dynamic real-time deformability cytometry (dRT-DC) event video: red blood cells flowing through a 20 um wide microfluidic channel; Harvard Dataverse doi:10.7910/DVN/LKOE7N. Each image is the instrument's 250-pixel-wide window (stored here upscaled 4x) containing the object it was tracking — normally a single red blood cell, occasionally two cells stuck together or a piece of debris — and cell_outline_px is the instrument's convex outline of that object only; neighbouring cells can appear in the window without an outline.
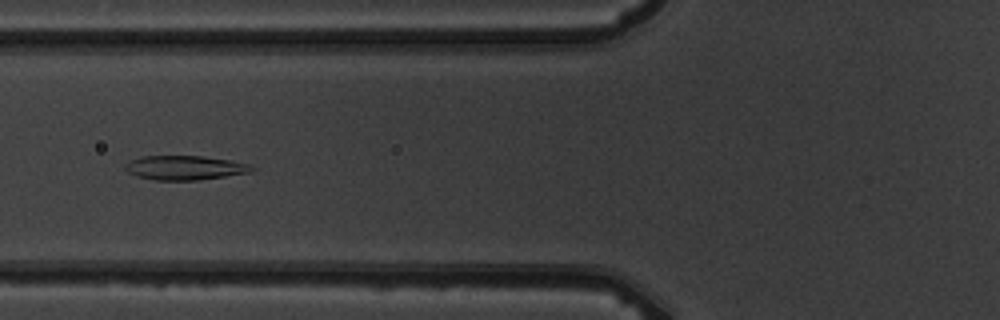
{"species": "common noctule bat (a hibernating species)", "species_latin": "Nyctalus noctula", "temperature_condition": "warm", "stored_images_in_passage": 12, "camera_frame_rate_fps": 3000, "um_per_image_px": 0.085, "animal": {"sex": "male", "body_mass_g": 19.5, "forearm_length_mm": 54.6}, "frame": {"image": 1, "passage_image": 7, "time_ms": 7.0, "image_size_px": [1000, 320], "cell_outline_px": [[256, 168], [252, 172], [200, 180], [152, 180], [136, 176], [128, 172], [124, 168], [124, 164], [140, 156], [200, 156], [228, 160], [252, 164]], "centroid_in_image_um": [15.72, 14.26], "position_along_channel_um": 110.1, "area_um2": 18.03}}
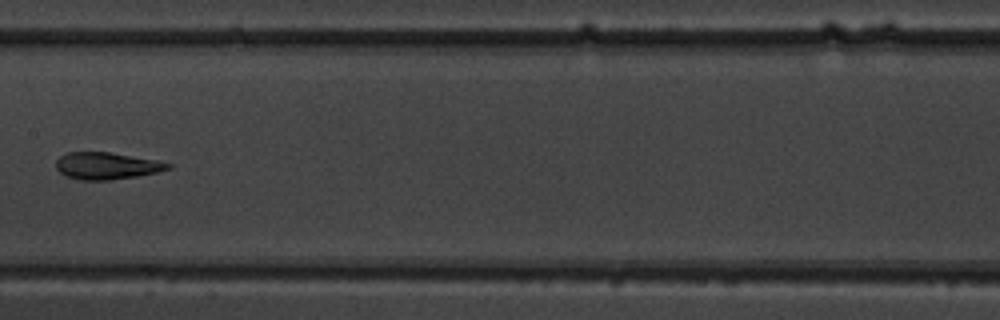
{"frame": {"image": 2, "passage_image": 9, "time_ms": 9.333, "image_size_px": [1000, 320], "cell_outline_px": [[172, 168], [156, 172], [136, 176], [112, 180], [80, 180], [68, 176], [60, 172], [56, 168], [56, 160], [60, 156], [68, 152], [108, 152], [152, 160], [172, 164]], "centroid_in_image_um": [9.02, 14.1], "position_along_channel_um": 198.4, "area_um2": 17.28}}
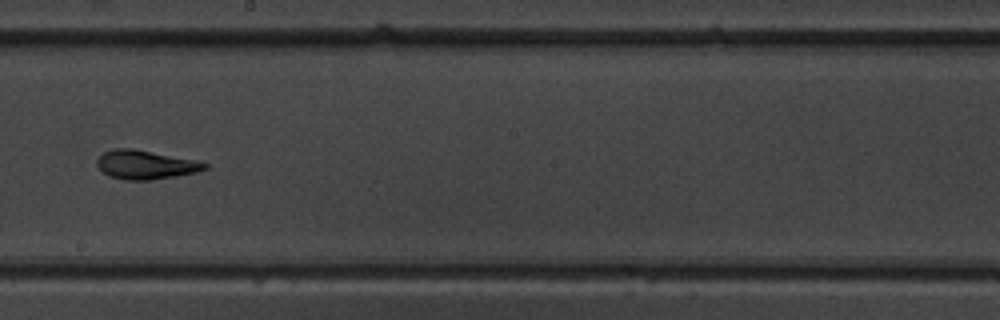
{"frame": {"image": 3, "passage_image": 10, "time_ms": 10.333, "image_size_px": [1000, 320], "cell_outline_px": [[208, 168], [196, 172], [176, 176], [152, 180], [128, 180], [108, 176], [96, 164], [96, 160], [104, 152], [112, 148], [132, 148], [196, 160], [208, 164]], "centroid_in_image_um": [12.36, 14.0], "position_along_channel_um": 235.8, "area_um2": 18.09}}